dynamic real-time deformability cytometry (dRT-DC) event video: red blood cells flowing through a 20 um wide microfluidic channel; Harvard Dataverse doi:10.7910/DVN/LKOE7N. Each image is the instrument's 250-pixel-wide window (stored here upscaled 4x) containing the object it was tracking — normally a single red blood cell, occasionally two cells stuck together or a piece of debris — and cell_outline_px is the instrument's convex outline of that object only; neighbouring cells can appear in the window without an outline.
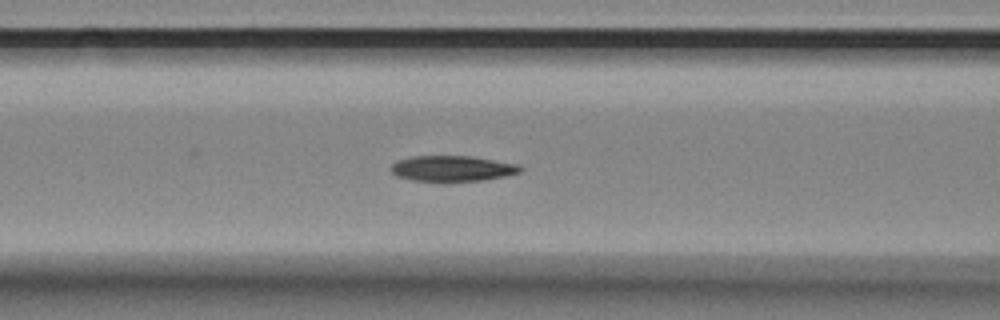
{"species": "Egyptian fruit bat (a non-hibernating species)", "species_latin": "Rousettus aegyptiacus", "temperature_condition": "room temperature", "stored_images_in_passage": 5, "camera_frame_rate_fps": 3000, "um_per_image_px": 0.085, "animal": {"sex": "female"}, "frame": {"image": 1, "passage_image": 5, "time_ms": 1.333, "image_size_px": [1000, 320], "cell_outline_px": [[524, 168], [520, 172], [504, 176], [484, 180], [444, 184], [440, 184], [412, 180], [396, 176], [388, 168], [396, 160], [412, 156], [468, 156], [520, 164]], "centroid_in_image_um": [38.4, 14.36], "position_along_channel_um": 128.2, "area_um2": 20.23}}